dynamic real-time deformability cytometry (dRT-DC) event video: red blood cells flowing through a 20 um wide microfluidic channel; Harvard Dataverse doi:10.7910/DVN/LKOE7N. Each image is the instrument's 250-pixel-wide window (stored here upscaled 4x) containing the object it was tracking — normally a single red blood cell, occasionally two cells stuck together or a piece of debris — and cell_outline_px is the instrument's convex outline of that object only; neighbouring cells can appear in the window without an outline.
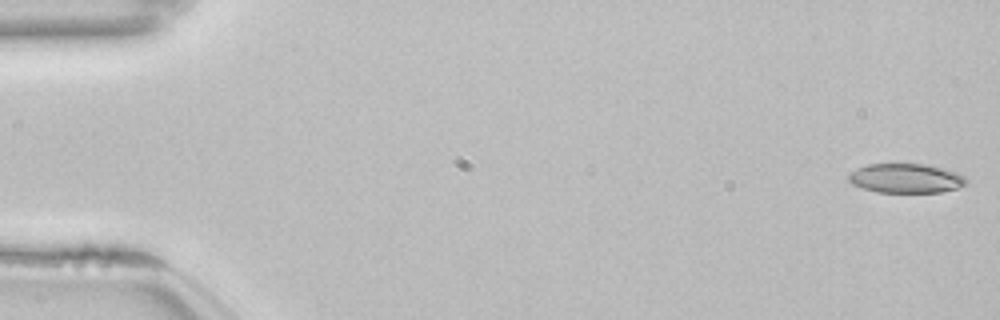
{"species": "common noctule bat (a hibernating species)", "species_latin": "Nyctalus noctula", "temperature_condition": "room temperature", "stored_images_in_passage": 11, "camera_frame_rate_fps": 3000, "um_per_image_px": 0.085, "animal": {"sex": "female", "body_mass_g": 22.7, "forearm_length_mm": 54.2}, "frame": {"image": 1, "passage_image": 1, "time_ms": 0.0, "image_size_px": [1000, 320], "cell_outline_px": [[968, 184], [956, 188], [940, 192], [876, 192], [852, 184], [848, 180], [848, 176], [856, 168], [868, 164], [928, 164], [956, 172], [964, 176], [968, 180]], "centroid_in_image_um": [77.02, 15.15], "position_along_channel_um": 8.0, "area_um2": 20.11}}